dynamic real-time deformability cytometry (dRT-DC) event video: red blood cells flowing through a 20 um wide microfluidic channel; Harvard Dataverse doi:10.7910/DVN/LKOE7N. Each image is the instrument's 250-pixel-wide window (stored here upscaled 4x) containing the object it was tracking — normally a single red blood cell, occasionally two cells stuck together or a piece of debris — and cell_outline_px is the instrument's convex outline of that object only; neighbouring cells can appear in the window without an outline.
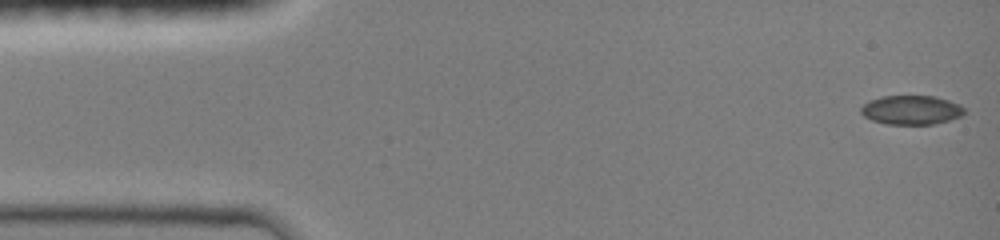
{"species": "common noctule bat (a hibernating species)", "species_latin": "Nyctalus noctula", "temperature_condition": "room temperature", "stored_images_in_passage": 24, "camera_frame_rate_fps": 3000, "um_per_image_px": 0.085, "animal": {"sex": "female", "body_mass_g": 19.0, "forearm_length_mm": 51.5}, "frame": {"image": 1, "passage_image": 1, "time_ms": 0.0, "image_size_px": [1000, 240], "cell_outline_px": [[964, 112], [960, 116], [948, 120], [932, 124], [888, 124], [872, 120], [864, 116], [860, 112], [860, 108], [868, 100], [880, 96], [936, 96], [960, 104], [964, 108]], "centroid_in_image_um": [77.43, 9.33], "position_along_channel_um": 7.6, "area_um2": 17.51}}
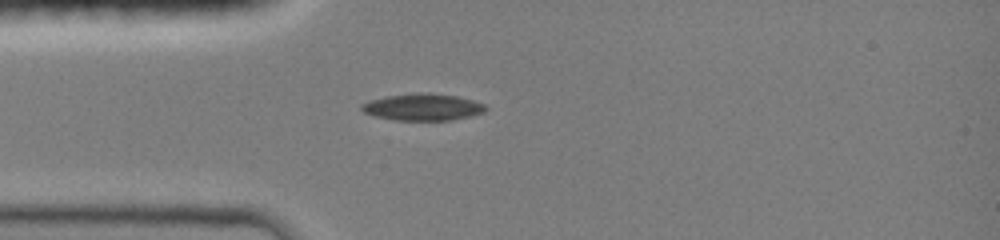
{"frame": {"image": 2, "passage_image": 20, "time_ms": 3.667, "image_size_px": [1000, 240], "cell_outline_px": [[488, 108], [484, 112], [468, 116], [448, 120], [396, 120], [376, 116], [364, 112], [360, 108], [360, 104], [372, 100], [388, 96], [416, 92], [428, 92], [456, 96], [472, 100], [484, 104]], "centroid_in_image_um": [35.93, 9.09], "position_along_channel_um": 49.1, "area_um2": 19.19}}